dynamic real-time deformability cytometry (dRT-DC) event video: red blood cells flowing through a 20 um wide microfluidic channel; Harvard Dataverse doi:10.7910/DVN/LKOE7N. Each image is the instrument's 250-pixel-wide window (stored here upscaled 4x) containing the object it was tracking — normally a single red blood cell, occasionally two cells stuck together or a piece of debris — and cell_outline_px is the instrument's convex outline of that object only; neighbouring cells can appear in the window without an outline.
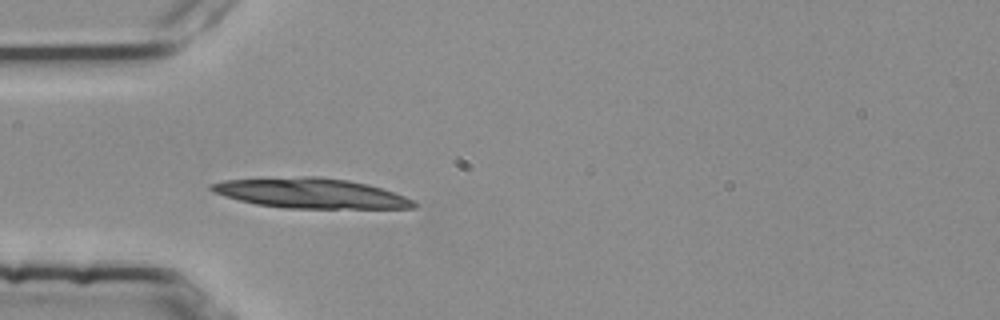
{"species": "common noctule bat (a hibernating species)", "species_latin": "Nyctalus noctula", "temperature_condition": "room temperature", "stored_images_in_passage": 3, "camera_frame_rate_fps": 3000, "um_per_image_px": 0.085, "animal": {"sex": "female", "body_mass_g": 25.1}, "frame": {"image": 1, "passage_image": 3, "time_ms": 0.667, "image_size_px": [1000, 320], "cell_outline_px": [[420, 204], [416, 208], [284, 208], [256, 204], [240, 200], [212, 192], [208, 188], [208, 184], [224, 180], [304, 176], [320, 176], [348, 180], [368, 184], [416, 200]], "centroid_in_image_um": [26.43, 16.42], "position_along_channel_um": 58.6, "area_um2": 35.49}}